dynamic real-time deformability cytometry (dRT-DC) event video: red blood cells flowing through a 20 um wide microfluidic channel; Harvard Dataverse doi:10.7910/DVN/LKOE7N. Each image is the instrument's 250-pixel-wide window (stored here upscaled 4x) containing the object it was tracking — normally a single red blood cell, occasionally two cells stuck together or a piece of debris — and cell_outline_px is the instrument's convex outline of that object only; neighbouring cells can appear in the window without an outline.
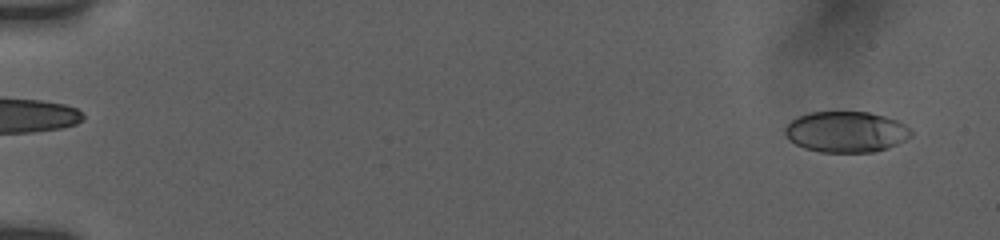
{"species": "human", "species_latin": "Homo sapiens", "temperature_condition": "room temperature", "stored_images_in_passage": 39, "camera_frame_rate_fps": 3000, "um_per_image_px": 0.085, "donor": {"sex": "female"}, "frame": {"image": 1, "passage_image": 6, "time_ms": 1.0, "image_size_px": [1000, 240], "cell_outline_px": [[912, 136], [888, 148], [876, 152], [820, 152], [804, 148], [788, 140], [784, 132], [784, 128], [792, 120], [800, 116], [812, 112], [868, 112], [884, 116], [896, 120], [904, 124], [912, 132]], "centroid_in_image_um": [71.91, 11.22], "position_along_channel_um": 13.1, "area_um2": 30.0}}
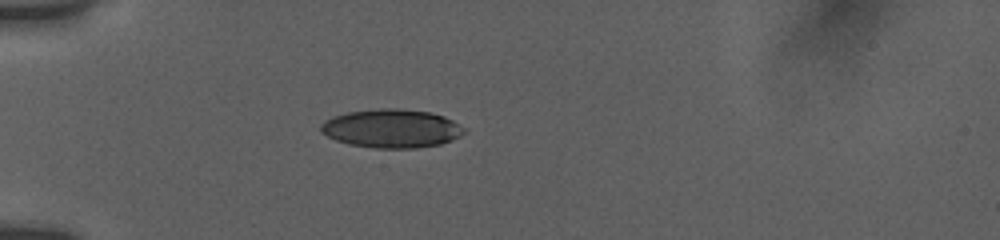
{"frame": {"image": 2, "passage_image": 34, "time_ms": 5.667, "image_size_px": [1000, 240], "cell_outline_px": [[468, 128], [464, 132], [452, 140], [440, 144], [416, 148], [376, 148], [348, 144], [336, 140], [320, 132], [320, 124], [324, 120], [332, 116], [348, 112], [380, 108], [396, 108], [428, 112], [444, 116]], "centroid_in_image_um": [33.27, 10.92], "position_along_channel_um": 51.7, "area_um2": 32.31}}